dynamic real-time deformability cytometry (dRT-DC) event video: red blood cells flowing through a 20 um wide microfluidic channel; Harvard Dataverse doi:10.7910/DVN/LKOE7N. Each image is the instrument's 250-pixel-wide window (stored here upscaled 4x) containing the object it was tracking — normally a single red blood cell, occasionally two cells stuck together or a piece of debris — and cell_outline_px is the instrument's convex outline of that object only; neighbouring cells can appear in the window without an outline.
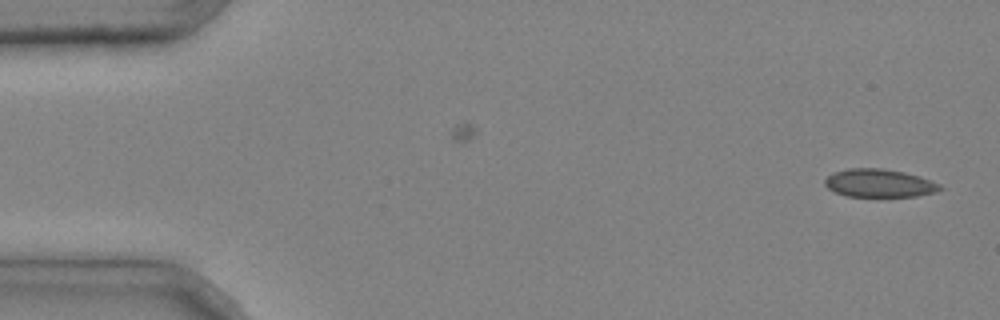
{"species": "common noctule bat (a hibernating species)", "species_latin": "Nyctalus noctula", "temperature_condition": "cold", "stored_images_in_passage": 5, "segment_of_instrument_passage": [1, 2], "camera_frame_rate_fps": 3000, "um_per_image_px": 0.085, "animal": {"sex": "male", "body_mass_g": 20.4}, "frame": {"image": 1, "passage_image": 1, "time_ms": 0.0, "image_size_px": [1000, 320], "cell_outline_px": [[944, 188], [936, 192], [916, 196], [848, 196], [836, 192], [828, 188], [824, 184], [824, 180], [832, 172], [848, 168], [880, 168], [904, 172], [920, 176], [940, 184]], "centroid_in_image_um": [74.74, 15.56], "position_along_channel_um": 10.3, "area_um2": 18.84}}